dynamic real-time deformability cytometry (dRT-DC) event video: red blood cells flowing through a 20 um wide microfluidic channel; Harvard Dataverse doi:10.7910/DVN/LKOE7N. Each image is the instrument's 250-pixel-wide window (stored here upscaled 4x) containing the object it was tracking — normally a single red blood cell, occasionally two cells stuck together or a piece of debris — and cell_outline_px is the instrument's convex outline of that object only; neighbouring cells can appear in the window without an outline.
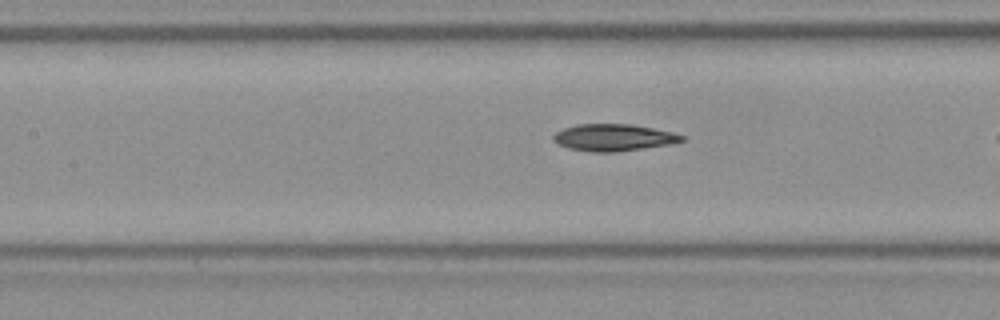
{"species": "Egyptian fruit bat (a non-hibernating species)", "species_latin": "Rousettus aegyptiacus", "temperature_condition": "room temperature", "stored_images_in_passage": 15, "camera_frame_rate_fps": 3000, "um_per_image_px": 0.085, "frame": {"image": 1, "passage_image": 13, "time_ms": 4.0, "image_size_px": [1000, 320], "cell_outline_px": [[684, 140], [672, 144], [616, 152], [588, 152], [568, 148], [556, 144], [552, 140], [552, 136], [556, 132], [564, 128], [576, 124], [632, 124], [672, 132], [684, 136]], "centroid_in_image_um": [52.11, 11.69], "position_along_channel_um": 155.3, "area_um2": 20.29}}